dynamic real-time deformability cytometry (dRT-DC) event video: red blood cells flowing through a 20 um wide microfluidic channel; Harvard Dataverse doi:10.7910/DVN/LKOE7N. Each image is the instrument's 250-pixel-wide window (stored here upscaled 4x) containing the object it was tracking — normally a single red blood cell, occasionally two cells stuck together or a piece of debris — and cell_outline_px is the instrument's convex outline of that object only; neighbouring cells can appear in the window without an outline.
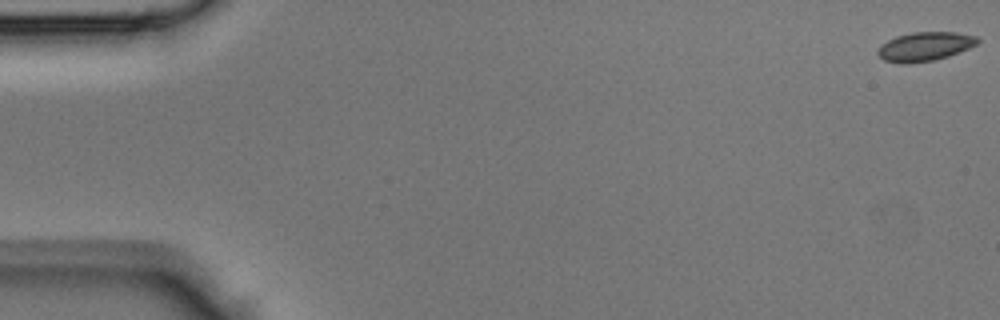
{"species": "Egyptian fruit bat (a non-hibernating species)", "species_latin": "Rousettus aegyptiacus", "temperature_condition": "room temperature", "stored_images_in_passage": 12, "camera_frame_rate_fps": 3000, "um_per_image_px": 0.085, "animal": {"sex": "male"}, "frame": {"image": 1, "passage_image": 1, "time_ms": 0.0, "image_size_px": [1000, 320], "cell_outline_px": [[980, 40], [976, 44], [968, 48], [948, 56], [936, 60], [908, 64], [904, 64], [884, 60], [876, 52], [888, 40], [896, 36], [912, 32], [956, 32], [976, 36]], "centroid_in_image_um": [78.62, 3.95], "position_along_channel_um": 6.4, "area_um2": 16.7}}
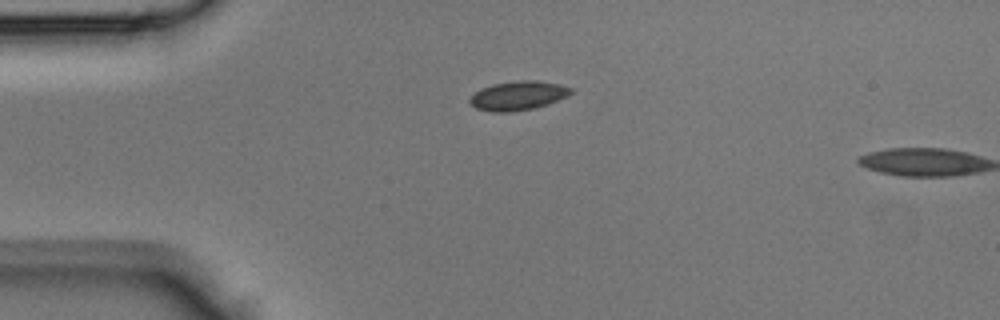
{"frame": {"image": 2, "passage_image": 11, "time_ms": 3.333, "image_size_px": [1000, 320], "cell_outline_px": [[572, 92], [568, 96], [548, 104], [532, 108], [508, 112], [492, 112], [476, 108], [468, 100], [480, 88], [492, 84], [516, 80], [536, 80], [560, 84], [572, 88]], "centroid_in_image_um": [44.04, 8.11], "position_along_channel_um": 41.0, "area_um2": 17.11}}